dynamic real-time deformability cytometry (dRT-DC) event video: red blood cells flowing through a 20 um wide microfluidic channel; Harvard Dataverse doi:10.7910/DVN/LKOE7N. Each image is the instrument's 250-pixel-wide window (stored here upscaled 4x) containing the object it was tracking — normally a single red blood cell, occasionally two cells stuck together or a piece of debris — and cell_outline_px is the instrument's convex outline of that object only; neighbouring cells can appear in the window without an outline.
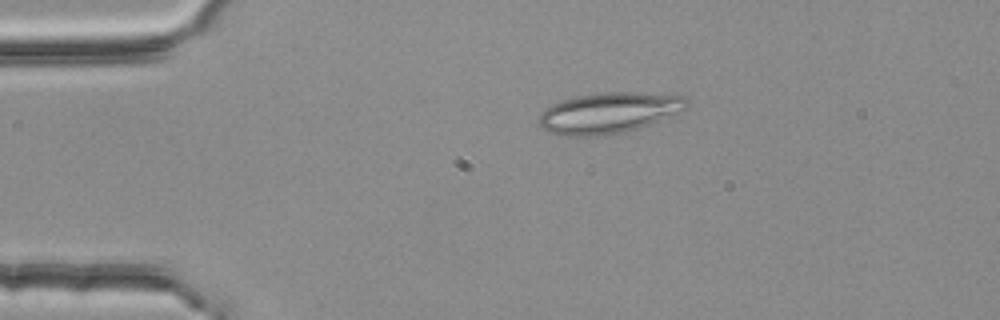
{"species": "common noctule bat (a hibernating species)", "species_latin": "Nyctalus noctula", "temperature_condition": "room temperature", "stored_images_in_passage": 2, "camera_frame_rate_fps": 3000, "um_per_image_px": 0.085, "animal": {"sex": "female", "body_mass_g": 25.1}, "frame": {"image": 1, "passage_image": 1, "time_ms": 0.0, "image_size_px": [1000, 320], "cell_outline_px": [[692, 104], [688, 108], [680, 112], [648, 124], [624, 132], [600, 136], [564, 136], [548, 132], [540, 128], [540, 112], [544, 108], [552, 104], [576, 96], [604, 92], [640, 92], [684, 96]], "centroid_in_image_um": [51.75, 9.59], "position_along_channel_um": 33.2, "area_um2": 35.26}}